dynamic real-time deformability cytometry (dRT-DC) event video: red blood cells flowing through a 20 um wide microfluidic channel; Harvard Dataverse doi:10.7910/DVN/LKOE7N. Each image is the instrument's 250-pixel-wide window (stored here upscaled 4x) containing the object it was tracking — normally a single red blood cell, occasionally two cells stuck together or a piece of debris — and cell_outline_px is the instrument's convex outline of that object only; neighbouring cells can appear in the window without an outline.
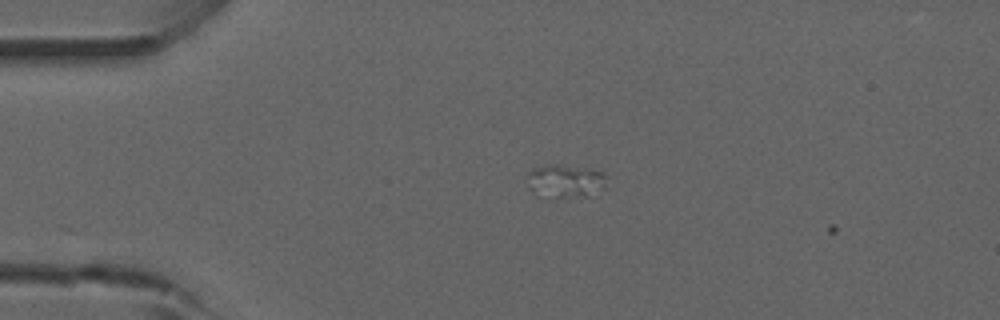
{"species": "common noctule bat (a hibernating species)", "species_latin": "Nyctalus noctula", "temperature_condition": "room temperature", "stored_images_in_passage": 4, "camera_frame_rate_fps": 3000, "um_per_image_px": 0.085, "animal": {"sex": "male", "forearm_length_mm": 52.5}, "frame": {"image": 1, "passage_image": 2, "time_ms": 0.333, "image_size_px": [1000, 320], "cell_outline_px": [[612, 188], [588, 196], [556, 196], [528, 172], [532, 168], [548, 164], [556, 164], [600, 172], [604, 176]], "centroid_in_image_um": [48.46, 15.33], "position_along_channel_um": 36.5, "area_um2": 13.29}}